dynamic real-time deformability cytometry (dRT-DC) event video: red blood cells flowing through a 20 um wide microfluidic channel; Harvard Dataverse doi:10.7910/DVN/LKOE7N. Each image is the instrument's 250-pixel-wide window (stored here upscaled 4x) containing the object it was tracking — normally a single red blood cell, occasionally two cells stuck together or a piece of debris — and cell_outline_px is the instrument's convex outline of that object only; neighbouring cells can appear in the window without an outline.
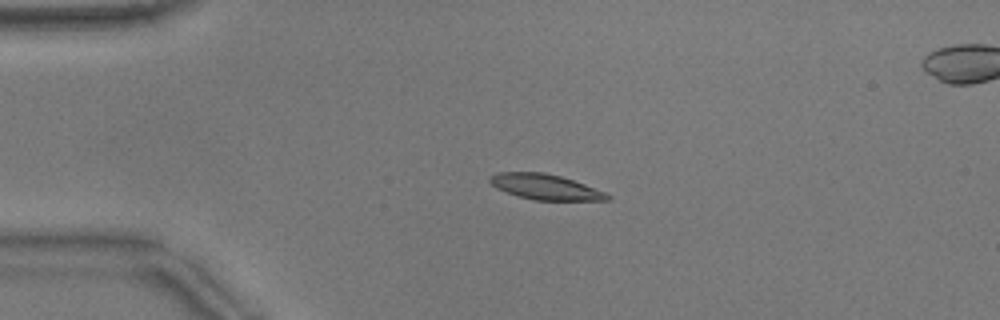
{"species": "common noctule bat (a hibernating species)", "species_latin": "Nyctalus noctula", "temperature_condition": "warm", "stored_images_in_passage": 43, "segment_of_instrument_passage": [1, 2], "camera_frame_rate_fps": 3000, "um_per_image_px": 0.085, "animal": {"sex": "male", "body_mass_g": 17.9}, "frame": {"image": 1, "passage_image": 1, "time_ms": 0.0, "image_size_px": [1000, 320], "cell_outline_px": [[612, 196], [608, 200], [536, 200], [520, 196], [496, 188], [488, 180], [488, 176], [496, 172], [544, 172], [560, 176], [584, 184], [604, 192]], "centroid_in_image_um": [46.31, 15.87], "position_along_channel_um": 38.7, "area_um2": 17.17}}
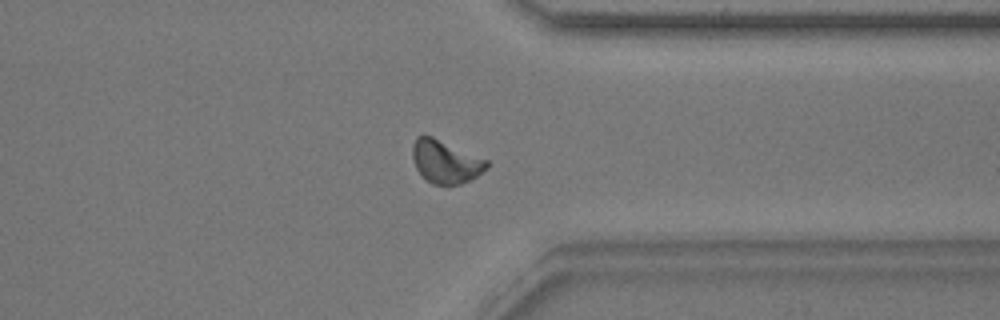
{"frame": {"image": 2, "passage_image": 30, "time_ms": 9.667, "image_size_px": [1000, 320], "cell_outline_px": [[488, 168], [472, 180], [460, 184], [432, 184], [416, 168], [412, 156], [412, 144], [416, 136], [432, 136], [488, 160]], "centroid_in_image_um": [37.88, 13.74], "position_along_channel_um": 373.5, "area_um2": 18.5}}
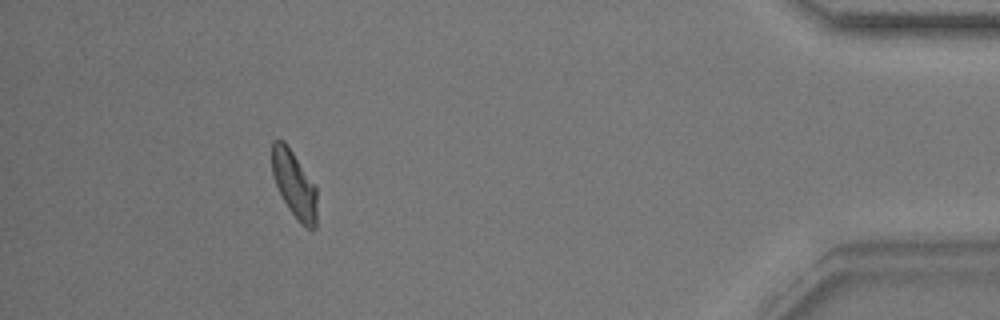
{"frame": {"image": 3, "passage_image": 37, "time_ms": 12.0, "image_size_px": [1000, 320], "cell_outline_px": [[316, 228], [304, 228], [300, 224], [288, 208], [276, 184], [272, 172], [272, 140], [284, 140], [316, 188]], "centroid_in_image_um": [25.0, 15.7], "position_along_channel_um": 410.2, "area_um2": 17.11}}